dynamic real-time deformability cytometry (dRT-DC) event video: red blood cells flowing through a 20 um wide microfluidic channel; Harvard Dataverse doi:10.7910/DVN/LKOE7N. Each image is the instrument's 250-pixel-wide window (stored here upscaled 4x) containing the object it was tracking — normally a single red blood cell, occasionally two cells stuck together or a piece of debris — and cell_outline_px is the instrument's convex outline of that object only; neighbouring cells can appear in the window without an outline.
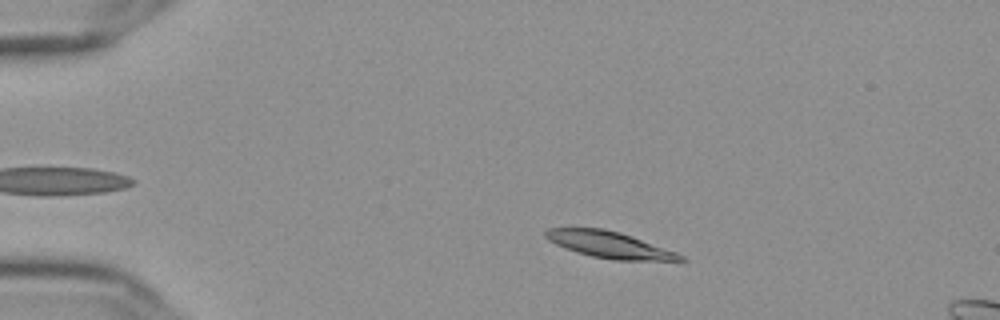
{"species": "Egyptian fruit bat (a non-hibernating species)", "species_latin": "Rousettus aegyptiacus", "temperature_condition": "cold", "stored_images_in_passage": 53, "camera_frame_rate_fps": 3000, "um_per_image_px": 0.085, "frame": {"image": 1, "passage_image": 8, "time_ms": 2.333, "image_size_px": [1000, 320], "cell_outline_px": [[688, 260], [612, 260], [592, 256], [576, 252], [564, 248], [548, 240], [544, 236], [544, 232], [548, 228], [604, 228], [620, 232], [676, 252], [684, 256]], "centroid_in_image_um": [51.75, 20.8], "position_along_channel_um": 33.2, "area_um2": 20.63}}
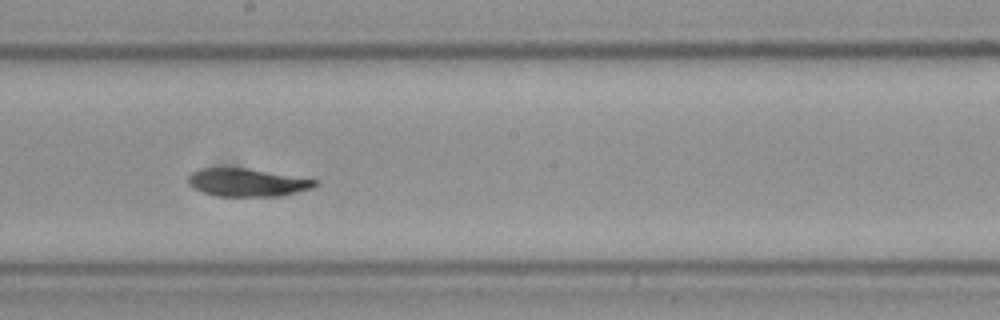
{"frame": {"image": 2, "passage_image": 29, "time_ms": 9.333, "image_size_px": [1000, 320], "cell_outline_px": [[320, 184], [312, 188], [284, 196], [216, 196], [192, 188], [188, 184], [188, 176], [192, 172], [204, 168], [244, 168], [320, 180]], "centroid_in_image_um": [21.05, 15.52], "position_along_channel_um": 227.2, "area_um2": 20.69}}
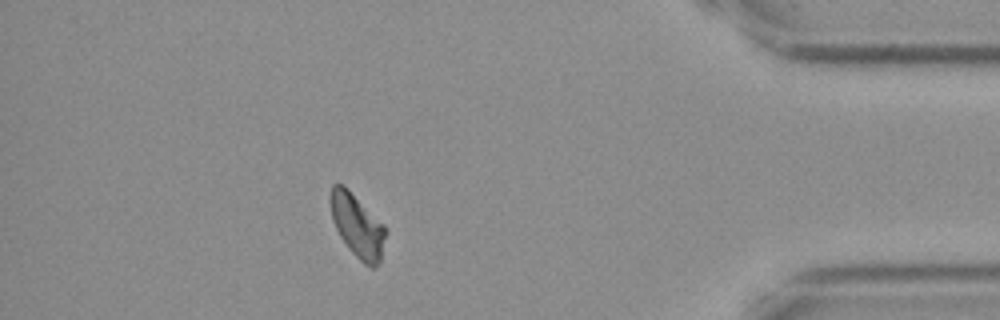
{"frame": {"image": 3, "passage_image": 47, "time_ms": 15.333, "image_size_px": [1000, 320], "cell_outline_px": [[384, 236], [380, 260], [372, 268], [364, 264], [348, 248], [340, 236], [332, 220], [328, 200], [328, 196], [332, 184], [344, 184], [384, 224]], "centroid_in_image_um": [30.3, 19.11], "position_along_channel_um": 404.9, "area_um2": 20.23}, "authors_computed_cell_mechanics": {"area_um2": 21.0392, "velocity_mm_per_s": 3.6138, "shape_relaxation_time_tau1_ms": 8.0874, "shape_relaxation_time_tau2_ms": null, "deformation_change_tau1": 0.1936, "deformation_change_tau2": null}}